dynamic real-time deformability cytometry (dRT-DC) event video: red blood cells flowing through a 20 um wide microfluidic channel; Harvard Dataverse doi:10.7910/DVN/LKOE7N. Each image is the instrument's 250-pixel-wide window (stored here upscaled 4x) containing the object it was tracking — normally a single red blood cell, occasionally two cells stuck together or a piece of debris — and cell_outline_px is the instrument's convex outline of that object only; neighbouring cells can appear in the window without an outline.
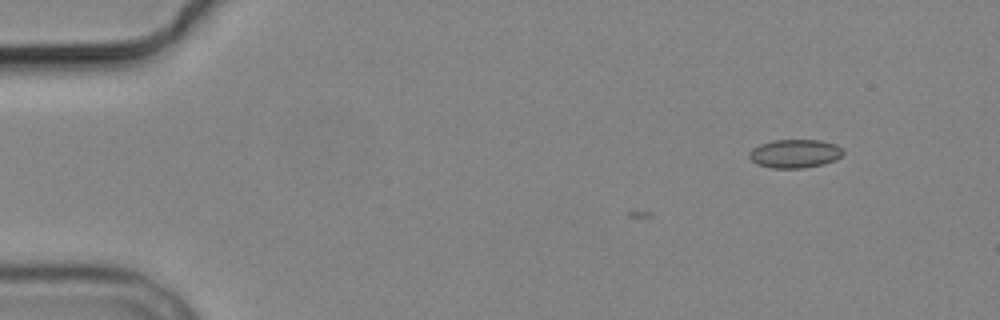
{"species": "common noctule bat (a hibernating species)", "species_latin": "Nyctalus noctula", "temperature_condition": "cold", "stored_images_in_passage": 3, "camera_frame_rate_fps": 3000, "um_per_image_px": 0.085, "animal": {"sex": "male", "body_mass_g": 19.2, "forearm_length_mm": 51.8}, "frame": {"image": 1, "passage_image": 3, "time_ms": 3.333, "image_size_px": [1000, 320], "cell_outline_px": [[844, 152], [836, 160], [824, 164], [804, 168], [772, 168], [756, 164], [748, 156], [748, 152], [752, 148], [760, 144], [772, 140], [820, 140], [836, 144]], "centroid_in_image_um": [67.54, 13.06], "position_along_channel_um": 17.5, "area_um2": 15.72}}